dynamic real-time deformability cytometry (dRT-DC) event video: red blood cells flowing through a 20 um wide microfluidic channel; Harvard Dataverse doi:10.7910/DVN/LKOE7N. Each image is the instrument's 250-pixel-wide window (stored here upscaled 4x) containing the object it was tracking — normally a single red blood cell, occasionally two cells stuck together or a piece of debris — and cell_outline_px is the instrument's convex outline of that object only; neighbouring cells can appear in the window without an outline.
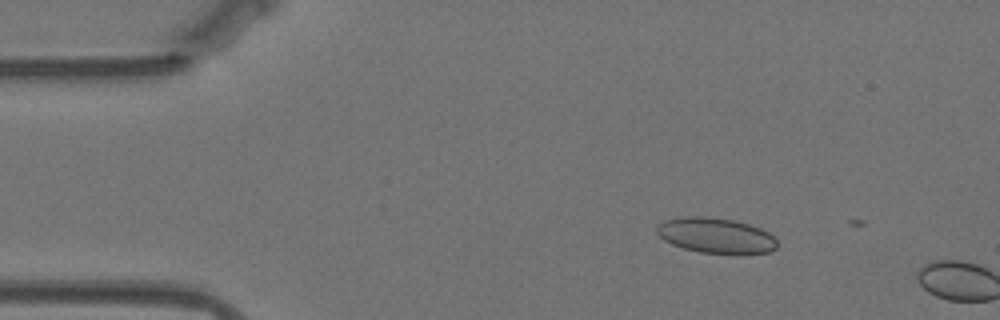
{"species": "Egyptian fruit bat (a non-hibernating species)", "species_latin": "Rousettus aegyptiacus", "temperature_condition": "warm", "stored_images_in_passage": 2, "camera_frame_rate_fps": 3000, "um_per_image_px": 0.085, "animal": {"sex": "female"}, "frame": {"image": 1, "passage_image": 1, "time_ms": 0.0, "image_size_px": [1000, 320], "cell_outline_px": [[776, 248], [768, 252], [736, 256], [732, 256], [700, 252], [684, 248], [672, 244], [664, 240], [656, 232], [656, 224], [664, 220], [684, 216], [704, 216], [732, 220], [748, 224], [760, 228], [768, 232], [776, 240]], "centroid_in_image_um": [60.84, 20.05], "position_along_channel_um": 24.2, "area_um2": 25.32}}